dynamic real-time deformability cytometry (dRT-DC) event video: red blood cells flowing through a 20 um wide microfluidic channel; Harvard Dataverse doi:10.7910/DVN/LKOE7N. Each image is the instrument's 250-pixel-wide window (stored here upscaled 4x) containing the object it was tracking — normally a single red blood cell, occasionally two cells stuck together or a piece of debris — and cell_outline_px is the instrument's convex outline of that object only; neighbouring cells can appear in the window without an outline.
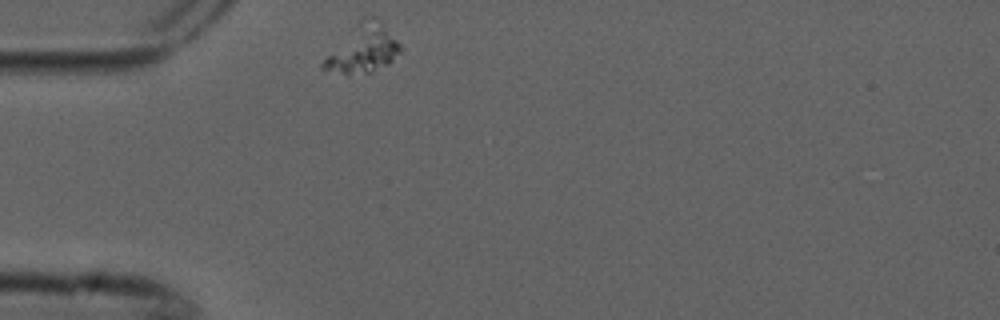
{"species": "common noctule bat (a hibernating species)", "species_latin": "Nyctalus noctula", "temperature_condition": "cold", "stored_images_in_passage": 1, "camera_frame_rate_fps": 3000, "um_per_image_px": 0.085, "animal": {"sex": "male", "forearm_length_mm": 52.5}, "frame": {"image": 1, "passage_image": 1, "time_ms": 0.0, "image_size_px": [1000, 320], "cell_outline_px": [[404, 48], [388, 64], [372, 72], [348, 76], [320, 68], [320, 64], [364, 16], [376, 16], [380, 20]], "centroid_in_image_um": [30.89, 4.18], "position_along_channel_um": 54.1, "area_um2": 21.21}}